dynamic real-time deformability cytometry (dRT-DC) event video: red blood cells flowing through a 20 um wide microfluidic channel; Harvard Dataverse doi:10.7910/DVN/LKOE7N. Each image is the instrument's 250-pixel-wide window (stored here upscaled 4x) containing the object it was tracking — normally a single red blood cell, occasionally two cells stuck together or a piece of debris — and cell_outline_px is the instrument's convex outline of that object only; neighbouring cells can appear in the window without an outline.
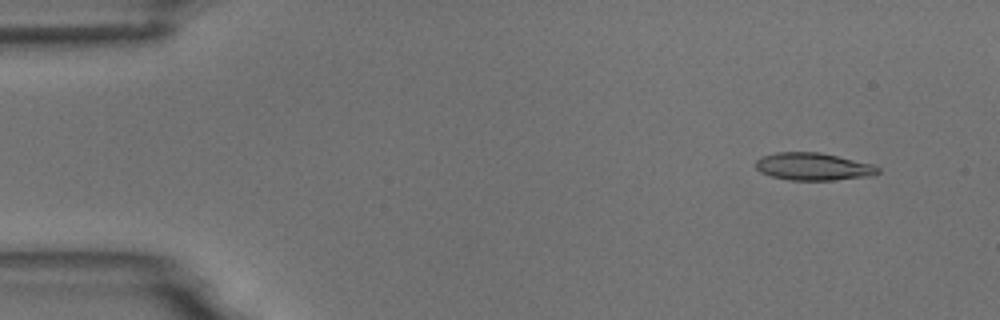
{"species": "common noctule bat (a hibernating species)", "species_latin": "Nyctalus noctula", "temperature_condition": "room temperature", "stored_images_in_passage": 5, "camera_frame_rate_fps": 3000, "um_per_image_px": 0.085, "animal": {"sex": "male", "body_mass_g": 18.8}, "frame": {"image": 1, "passage_image": 2, "time_ms": 1.0, "image_size_px": [1000, 320], "cell_outline_px": [[880, 172], [872, 176], [832, 180], [792, 180], [772, 176], [760, 172], [756, 168], [756, 160], [760, 156], [776, 152], [820, 152], [872, 164], [880, 168]], "centroid_in_image_um": [69.12, 14.15], "position_along_channel_um": 15.9, "area_um2": 19.59}}
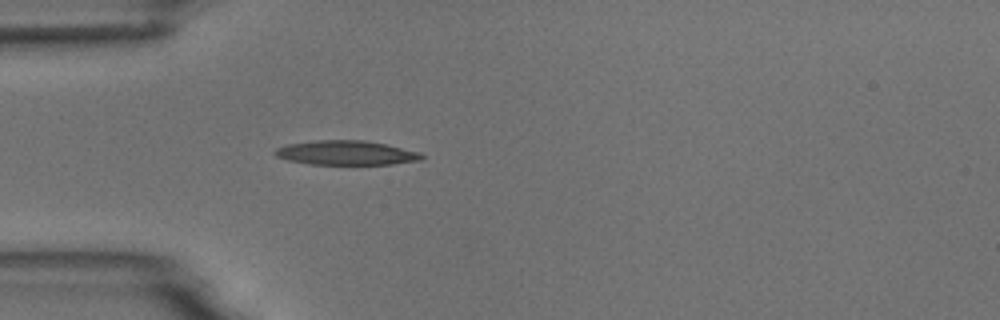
{"frame": {"image": 2, "passage_image": 5, "time_ms": 4.667, "image_size_px": [1000, 320], "cell_outline_px": [[424, 156], [420, 160], [392, 164], [312, 164], [288, 160], [276, 156], [272, 152], [276, 148], [288, 144], [316, 140], [364, 140], [384, 144], [420, 152]], "centroid_in_image_um": [29.4, 12.99], "position_along_channel_um": 55.6, "area_um2": 20.63}}